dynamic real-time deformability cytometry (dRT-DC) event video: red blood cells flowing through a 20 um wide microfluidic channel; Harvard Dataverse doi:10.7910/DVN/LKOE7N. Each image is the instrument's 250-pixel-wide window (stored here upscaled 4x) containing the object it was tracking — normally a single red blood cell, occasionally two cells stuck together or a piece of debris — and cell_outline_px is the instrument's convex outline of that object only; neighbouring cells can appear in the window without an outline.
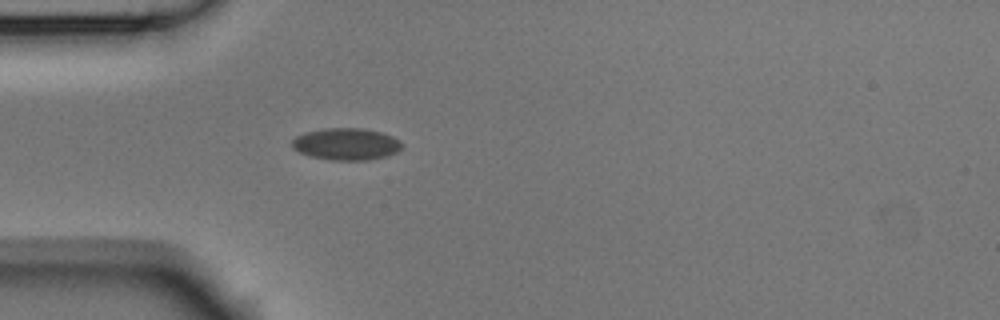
{"species": "Egyptian fruit bat (a non-hibernating species)", "species_latin": "Rousettus aegyptiacus", "temperature_condition": "room temperature", "stored_images_in_passage": 1, "camera_frame_rate_fps": 3000, "um_per_image_px": 0.085, "animal": {"sex": "male"}, "frame": {"image": 1, "passage_image": 1, "time_ms": 0.0, "image_size_px": [1000, 320], "cell_outline_px": [[404, 148], [388, 156], [368, 160], [332, 160], [312, 156], [300, 152], [292, 148], [292, 140], [296, 136], [304, 132], [328, 128], [360, 128], [380, 132], [392, 136], [400, 140], [404, 144]], "centroid_in_image_um": [29.47, 12.25], "position_along_channel_um": 55.5, "area_um2": 20.52}}